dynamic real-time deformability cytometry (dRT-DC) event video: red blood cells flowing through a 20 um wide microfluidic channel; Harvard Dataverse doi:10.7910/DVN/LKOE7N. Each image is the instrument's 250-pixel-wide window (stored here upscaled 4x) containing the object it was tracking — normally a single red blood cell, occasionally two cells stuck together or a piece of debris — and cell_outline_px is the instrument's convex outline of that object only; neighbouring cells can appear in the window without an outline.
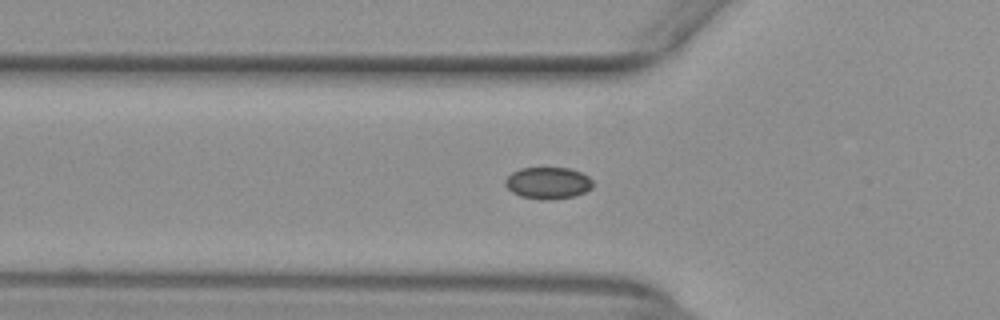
{"species": "common noctule bat (a hibernating species)", "species_latin": "Nyctalus noctula", "temperature_condition": "warm", "stored_images_in_passage": 40, "camera_frame_rate_fps": 3000, "um_per_image_px": 0.085, "animal": {"sex": "female", "body_mass_g": 29.2, "forearm_length_mm": 56.3}, "frame": {"image": 1, "passage_image": 10, "time_ms": 3.0, "image_size_px": [1000, 320], "cell_outline_px": [[592, 188], [576, 196], [548, 200], [544, 200], [520, 196], [512, 192], [504, 184], [504, 180], [512, 172], [520, 168], [568, 168], [580, 172], [588, 176], [592, 180]], "centroid_in_image_um": [46.57, 15.56], "position_along_channel_um": 79.2, "area_um2": 16.24}}
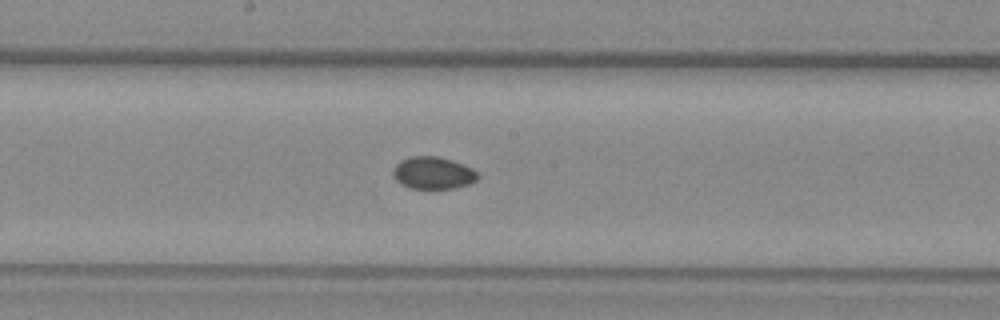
{"frame": {"image": 2, "passage_image": 20, "time_ms": 6.333, "image_size_px": [1000, 320], "cell_outline_px": [[480, 176], [476, 180], [468, 184], [452, 188], [412, 188], [400, 184], [392, 176], [392, 168], [400, 160], [408, 156], [436, 156], [452, 160], [464, 164], [472, 168]], "centroid_in_image_um": [36.77, 14.68], "position_along_channel_um": 211.4, "area_um2": 16.01}}
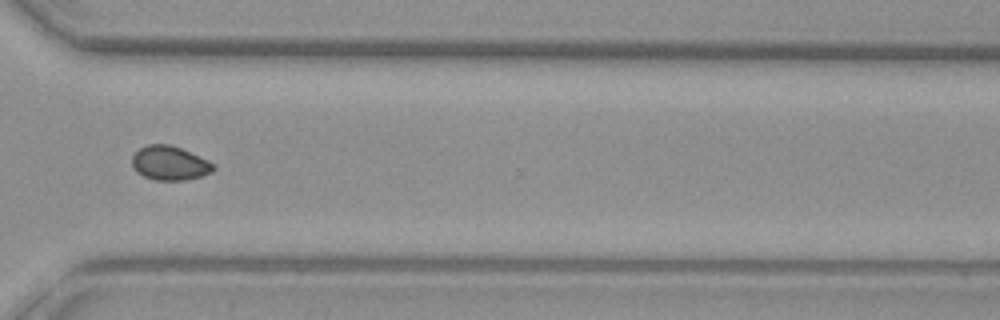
{"frame": {"image": 3, "passage_image": 31, "time_ms": 10.0, "image_size_px": [1000, 320], "cell_outline_px": [[216, 168], [212, 172], [200, 176], [184, 180], [156, 180], [144, 176], [136, 172], [132, 168], [132, 156], [140, 148], [148, 144], [168, 144], [180, 148], [208, 160], [216, 164]], "centroid_in_image_um": [14.42, 13.87], "position_along_channel_um": 356.2, "area_um2": 16.18}, "authors_computed_cell_mechanics": {"area_um2": 16.2996, "velocity_mm_per_s": 3.9464, "shape_relaxation_time_tau1_ms": null, "shape_relaxation_time_tau2_ms": 6.2721, "deformation_change_tau1": null, "deformation_change_tau2": 0.0496}}